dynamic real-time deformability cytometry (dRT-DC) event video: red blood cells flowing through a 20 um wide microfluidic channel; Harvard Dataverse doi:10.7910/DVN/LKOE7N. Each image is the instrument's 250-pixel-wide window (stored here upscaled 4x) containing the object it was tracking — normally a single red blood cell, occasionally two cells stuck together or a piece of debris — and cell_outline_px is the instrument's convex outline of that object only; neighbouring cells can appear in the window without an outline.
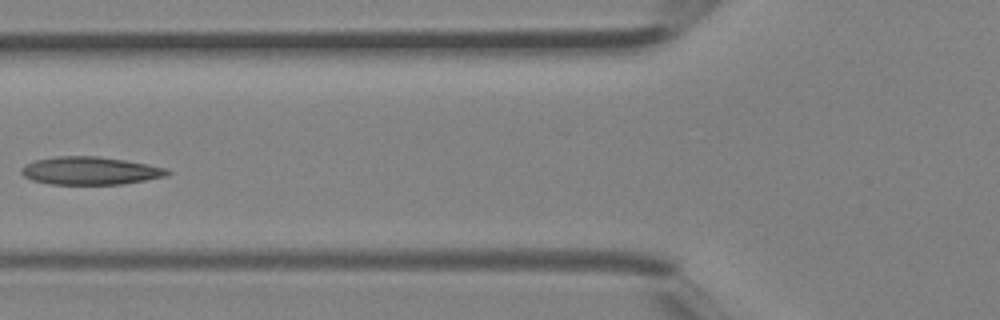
{"species": "Egyptian fruit bat (a non-hibernating species)", "species_latin": "Rousettus aegyptiacus", "temperature_condition": "room temperature", "stored_images_in_passage": 3, "camera_frame_rate_fps": 3000, "um_per_image_px": 0.085, "animal": {"sex": "female"}, "frame": {"image": 1, "passage_image": 3, "time_ms": 0.667, "image_size_px": [1000, 320], "cell_outline_px": [[172, 172], [164, 176], [124, 184], [48, 184], [32, 180], [24, 176], [20, 172], [28, 164], [36, 160], [60, 156], [96, 156], [124, 160], [148, 164], [164, 168]], "centroid_in_image_um": [7.67, 14.52], "position_along_channel_um": 118.1, "area_um2": 23.35}}